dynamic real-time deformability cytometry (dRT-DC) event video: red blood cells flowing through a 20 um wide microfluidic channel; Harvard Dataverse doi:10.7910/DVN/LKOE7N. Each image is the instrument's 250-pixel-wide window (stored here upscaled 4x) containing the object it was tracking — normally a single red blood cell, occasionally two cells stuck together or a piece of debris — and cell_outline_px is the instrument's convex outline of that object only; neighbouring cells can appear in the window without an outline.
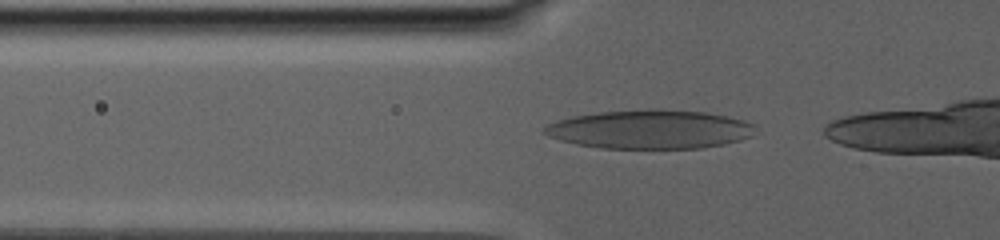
{"species": "human", "species_latin": "Homo sapiens", "temperature_condition": "warm", "stored_images_in_passage": 58, "camera_frame_rate_fps": 3000, "um_per_image_px": 0.085, "donor": {"sex": "male"}, "frame": {"image": 1, "passage_image": 22, "time_ms": 7.0, "image_size_px": [1000, 240], "cell_outline_px": [[756, 128], [752, 136], [740, 140], [724, 144], [700, 148], [600, 148], [576, 144], [560, 140], [548, 136], [544, 132], [544, 128], [548, 124], [556, 120], [572, 116], [600, 112], [652, 108], [660, 108], [704, 112], [728, 116], [744, 120], [752, 124]], "centroid_in_image_um": [55.26, 10.98], "position_along_channel_um": 70.5, "area_um2": 47.97}}
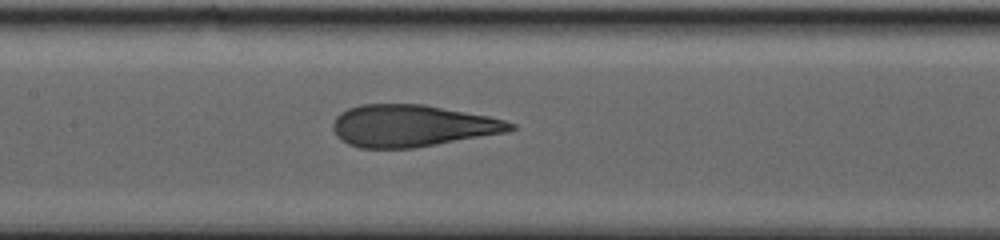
{"frame": {"image": 2, "passage_image": 36, "time_ms": 11.0, "image_size_px": [1000, 240], "cell_outline_px": [[516, 128], [508, 132], [412, 148], [360, 148], [348, 144], [336, 136], [332, 128], [332, 124], [336, 116], [340, 112], [348, 108], [360, 104], [424, 104], [488, 116], [504, 120], [516, 124]], "centroid_in_image_um": [35.0, 10.69], "position_along_channel_um": 172.4, "area_um2": 43.35}}
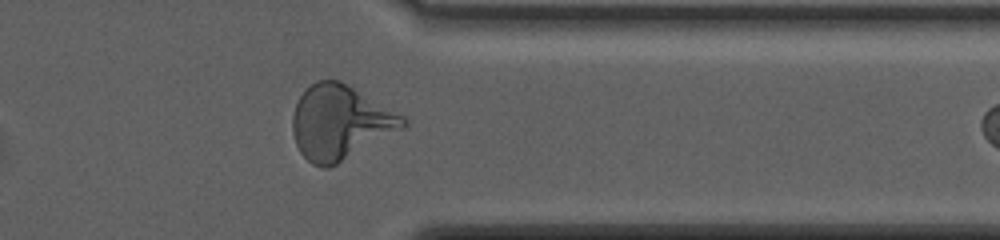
{"frame": {"image": 3, "passage_image": 53, "time_ms": 19.0, "image_size_px": [1000, 240], "cell_outline_px": [[408, 124], [404, 128], [336, 164], [328, 168], [320, 168], [312, 164], [300, 152], [296, 144], [292, 132], [292, 116], [296, 104], [300, 96], [316, 80], [340, 80], [348, 84], [404, 116], [408, 120]], "centroid_in_image_um": [28.91, 10.41], "position_along_channel_um": 382.5, "area_um2": 47.51}}